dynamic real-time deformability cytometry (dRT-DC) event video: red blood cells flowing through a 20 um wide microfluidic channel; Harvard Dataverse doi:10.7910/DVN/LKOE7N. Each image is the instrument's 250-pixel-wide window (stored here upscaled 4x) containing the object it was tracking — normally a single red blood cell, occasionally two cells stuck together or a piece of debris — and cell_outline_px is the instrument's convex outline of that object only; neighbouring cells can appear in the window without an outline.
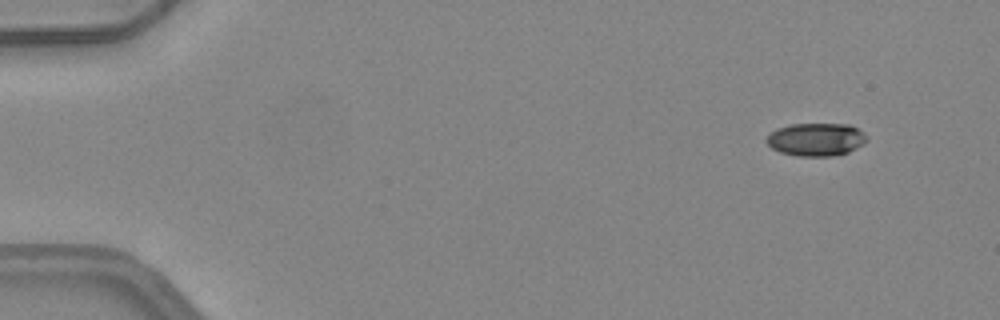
{"species": "common noctule bat (a hibernating species)", "species_latin": "Nyctalus noctula", "temperature_condition": "warm", "stored_images_in_passage": 10, "camera_frame_rate_fps": 3000, "um_per_image_px": 0.085, "animal": {"sex": "female", "body_mass_g": 24.6, "forearm_length_mm": 56.2}, "frame": {"image": 1, "passage_image": 4, "time_ms": 1.0, "image_size_px": [1000, 320], "cell_outline_px": [[868, 140], [864, 144], [848, 152], [832, 156], [796, 156], [780, 152], [772, 148], [764, 140], [776, 128], [792, 124], [848, 124], [856, 128], [868, 136]], "centroid_in_image_um": [69.37, 11.85], "position_along_channel_um": 15.6, "area_um2": 19.31}}